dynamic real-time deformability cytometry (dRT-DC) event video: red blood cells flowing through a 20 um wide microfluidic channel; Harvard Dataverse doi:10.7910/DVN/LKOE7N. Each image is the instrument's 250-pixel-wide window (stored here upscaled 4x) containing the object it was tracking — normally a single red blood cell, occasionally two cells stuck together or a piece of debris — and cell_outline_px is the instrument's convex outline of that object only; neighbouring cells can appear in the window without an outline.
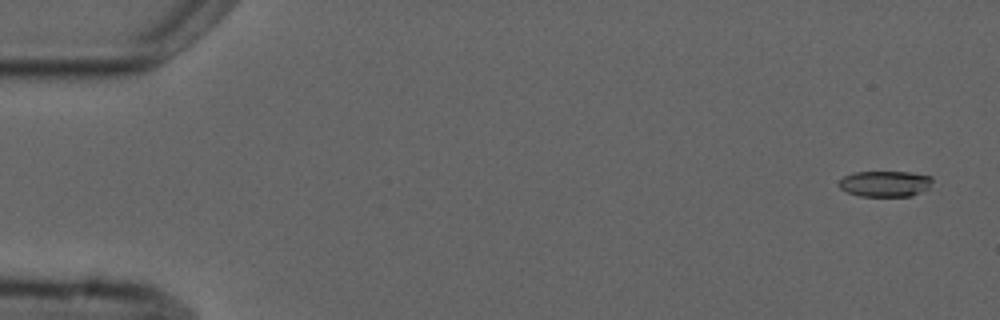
{"species": "common noctule bat (a hibernating species)", "species_latin": "Nyctalus noctula", "temperature_condition": "cold", "stored_images_in_passage": 5, "camera_frame_rate_fps": 3000, "um_per_image_px": 0.085, "animal": {"sex": "male", "forearm_length_mm": 52.5}, "frame": {"image": 1, "passage_image": 1, "time_ms": 0.0, "image_size_px": [1000, 320], "cell_outline_px": [[932, 180], [928, 188], [912, 196], [860, 196], [848, 192], [840, 188], [836, 184], [844, 176], [852, 172], [908, 172], [932, 176]], "centroid_in_image_um": [75.2, 15.61], "position_along_channel_um": 9.8, "area_um2": 14.1}}
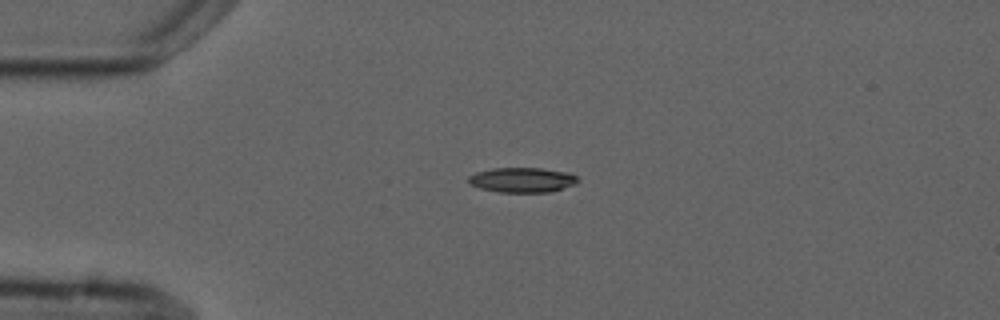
{"frame": {"image": 2, "passage_image": 4, "time_ms": 3.667, "image_size_px": [1000, 320], "cell_outline_px": [[580, 180], [576, 184], [552, 192], [500, 192], [480, 188], [468, 184], [468, 176], [476, 172], [492, 168], [540, 168], [568, 172], [576, 176]], "centroid_in_image_um": [44.39, 15.29], "position_along_channel_um": 40.6, "area_um2": 16.01}}